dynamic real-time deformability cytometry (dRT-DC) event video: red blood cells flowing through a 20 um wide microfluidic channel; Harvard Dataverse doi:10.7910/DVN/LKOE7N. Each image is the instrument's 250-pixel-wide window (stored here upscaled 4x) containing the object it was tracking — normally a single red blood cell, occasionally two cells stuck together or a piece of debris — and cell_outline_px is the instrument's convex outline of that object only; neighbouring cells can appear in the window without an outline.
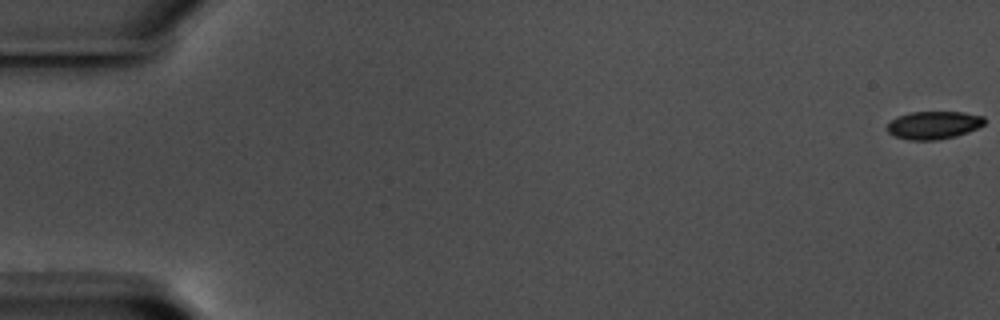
{"species": "common noctule bat (a hibernating species)", "species_latin": "Nyctalus noctula", "temperature_condition": "warm", "stored_images_in_passage": 24, "camera_frame_rate_fps": 3000, "um_per_image_px": 0.085, "animal": {"sex": "male", "body_mass_g": 17.5, "forearm_length_mm": 52.3}, "frame": {"image": 1, "passage_image": 1, "time_ms": 0.0, "image_size_px": [1000, 320], "cell_outline_px": [[984, 124], [968, 132], [956, 136], [936, 140], [908, 140], [896, 136], [888, 132], [888, 124], [896, 116], [912, 112], [964, 112], [984, 116]], "centroid_in_image_um": [79.36, 10.63], "position_along_channel_um": 5.6, "area_um2": 15.72}}
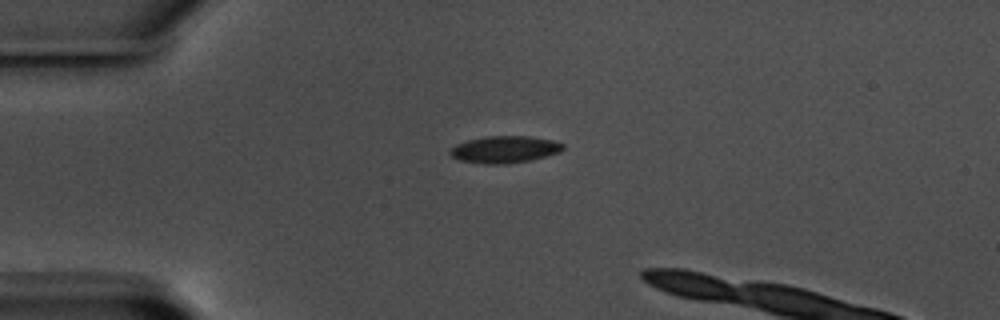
{"frame": {"image": 2, "passage_image": 16, "time_ms": 5.0, "image_size_px": [1000, 320], "cell_outline_px": [[564, 148], [560, 152], [528, 160], [504, 164], [484, 164], [460, 160], [452, 156], [448, 152], [456, 144], [468, 140], [484, 136], [528, 136], [552, 140], [564, 144]], "centroid_in_image_um": [42.88, 12.69], "position_along_channel_um": 42.1, "area_um2": 17.57}}